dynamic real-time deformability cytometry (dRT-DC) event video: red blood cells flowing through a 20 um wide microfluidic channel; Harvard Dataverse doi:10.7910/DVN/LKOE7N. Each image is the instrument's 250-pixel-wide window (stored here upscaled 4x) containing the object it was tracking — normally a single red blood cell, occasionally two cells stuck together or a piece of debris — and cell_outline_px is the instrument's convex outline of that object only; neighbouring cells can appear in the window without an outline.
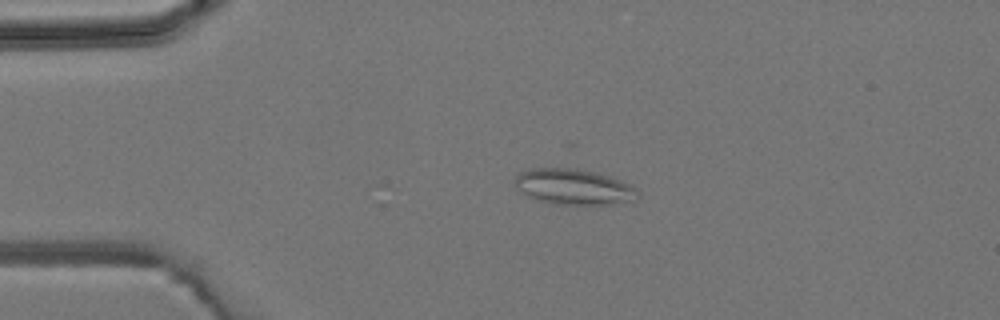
{"species": "common noctule bat (a hibernating species)", "species_latin": "Nyctalus noctula", "temperature_condition": "room temperature", "stored_images_in_passage": 6, "camera_frame_rate_fps": 3000, "um_per_image_px": 0.085, "animal": {"sex": "male", "body_mass_g": 19.2, "forearm_length_mm": 51.8}, "frame": {"image": 1, "passage_image": 3, "time_ms": 2.333, "image_size_px": [1000, 320], "cell_outline_px": [[640, 196], [632, 200], [608, 204], [560, 204], [536, 200], [528, 196], [516, 188], [512, 180], [520, 172], [528, 168], [576, 168], [608, 176], [620, 180], [636, 188], [640, 192]], "centroid_in_image_um": [48.71, 15.87], "position_along_channel_um": 36.3, "area_um2": 25.43}}
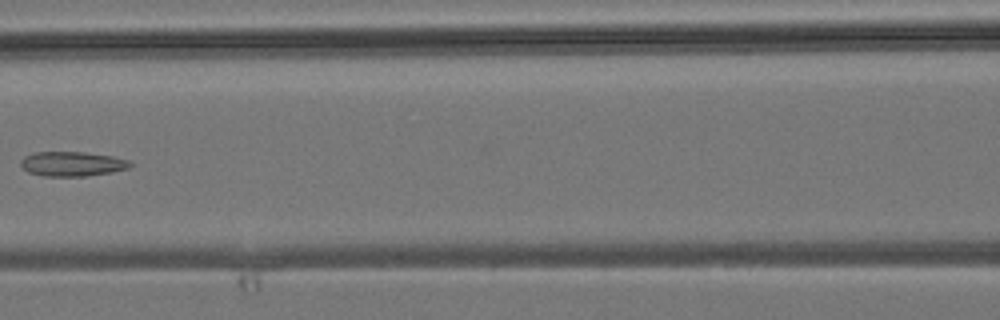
{"frame": {"image": 2, "passage_image": 6, "time_ms": 6.0, "image_size_px": [1000, 320], "cell_outline_px": [[132, 164], [128, 168], [112, 172], [88, 176], [44, 176], [28, 172], [20, 164], [20, 160], [24, 156], [32, 152], [84, 152], [112, 156], [132, 160]], "centroid_in_image_um": [6.14, 13.92], "position_along_channel_um": 160.5, "area_um2": 15.84}}